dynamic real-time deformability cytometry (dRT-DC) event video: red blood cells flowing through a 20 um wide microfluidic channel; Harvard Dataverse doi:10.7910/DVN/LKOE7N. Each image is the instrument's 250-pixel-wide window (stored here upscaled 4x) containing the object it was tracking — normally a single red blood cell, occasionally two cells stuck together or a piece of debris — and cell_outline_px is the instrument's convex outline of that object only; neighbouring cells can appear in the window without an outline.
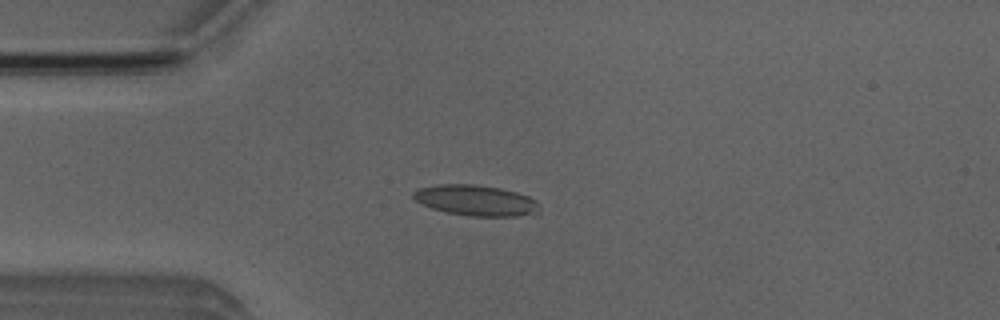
{"species": "Egyptian fruit bat (a non-hibernating species)", "species_latin": "Rousettus aegyptiacus", "temperature_condition": "room temperature", "stored_images_in_passage": 41, "camera_frame_rate_fps": 3000, "um_per_image_px": 0.085, "animal": {"sex": "male"}, "frame": {"image": 1, "passage_image": 3, "time_ms": 0.667, "image_size_px": [1000, 320], "cell_outline_px": [[540, 212], [536, 216], [468, 216], [448, 212], [432, 208], [420, 204], [412, 196], [412, 192], [416, 188], [440, 184], [472, 184], [500, 188], [516, 192], [528, 196], [536, 200], [540, 208]], "centroid_in_image_um": [40.48, 17.04], "position_along_channel_um": 44.5, "area_um2": 22.89}}
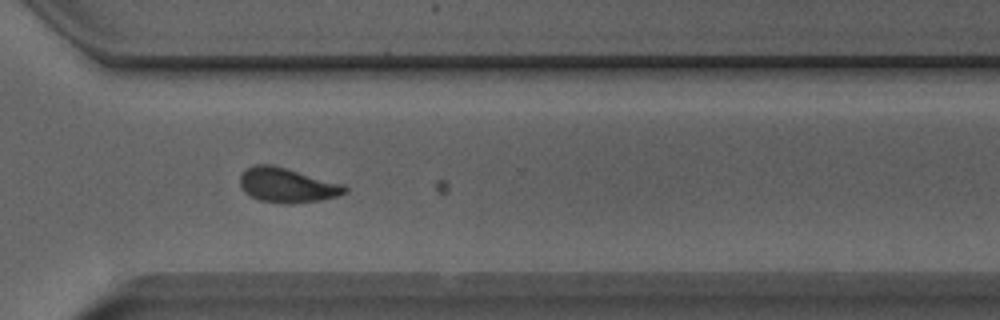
{"frame": {"image": 2, "passage_image": 27, "time_ms": 8.667, "image_size_px": [1000, 320], "cell_outline_px": [[348, 192], [336, 196], [320, 200], [292, 204], [284, 204], [260, 200], [244, 192], [240, 184], [240, 176], [252, 164], [272, 164], [344, 184], [348, 188]], "centroid_in_image_um": [24.42, 15.74], "position_along_channel_um": 346.2, "area_um2": 21.15}}